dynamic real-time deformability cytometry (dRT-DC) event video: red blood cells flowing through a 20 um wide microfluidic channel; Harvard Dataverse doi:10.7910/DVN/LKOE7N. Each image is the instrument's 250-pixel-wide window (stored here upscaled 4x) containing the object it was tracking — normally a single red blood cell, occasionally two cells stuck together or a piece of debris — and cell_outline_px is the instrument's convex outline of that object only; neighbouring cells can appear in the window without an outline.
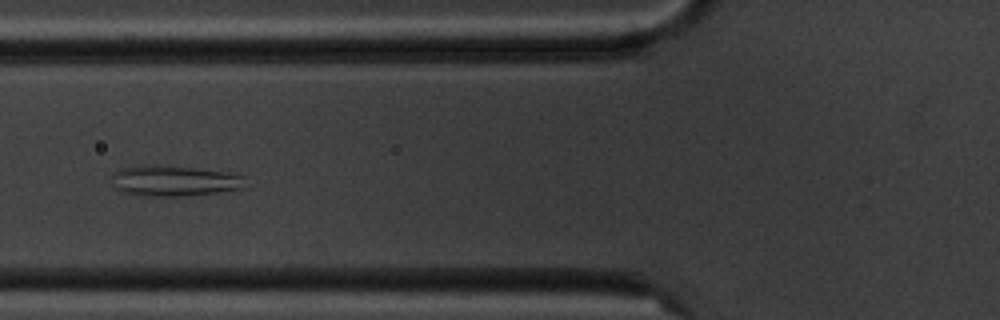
{"species": "common noctule bat (a hibernating species)", "species_latin": "Nyctalus noctula", "temperature_condition": "cold", "stored_images_in_passage": 5, "camera_frame_rate_fps": 3000, "um_per_image_px": 0.085, "animal": {"sex": "male", "body_mass_g": 20.1, "forearm_length_mm": 53.5}, "frame": {"image": 1, "passage_image": 5, "time_ms": 4.667, "image_size_px": [1000, 320], "cell_outline_px": [[248, 188], [220, 192], [184, 196], [140, 196], [120, 192], [112, 188], [112, 172], [120, 168], [140, 164], [156, 164], [236, 172], [244, 176]], "centroid_in_image_um": [14.81, 15.36], "position_along_channel_um": 111.0, "area_um2": 25.03}}